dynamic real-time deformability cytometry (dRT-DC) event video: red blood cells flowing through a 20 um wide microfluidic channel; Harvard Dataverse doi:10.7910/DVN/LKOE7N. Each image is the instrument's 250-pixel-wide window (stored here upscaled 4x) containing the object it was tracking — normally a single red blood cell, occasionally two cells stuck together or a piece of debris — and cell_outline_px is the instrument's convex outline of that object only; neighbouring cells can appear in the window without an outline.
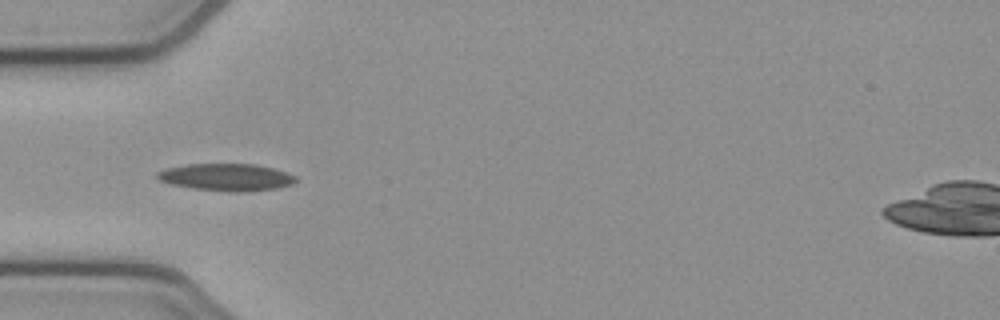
{"species": "common noctule bat (a hibernating species)", "species_latin": "Nyctalus noctula", "temperature_condition": "cold", "stored_images_in_passage": 45, "camera_frame_rate_fps": 3000, "um_per_image_px": 0.085, "animal": {"sex": "female", "body_mass_g": 21.9}, "frame": {"image": 1, "passage_image": 16, "time_ms": 5.0, "image_size_px": [1000, 320], "cell_outline_px": [[296, 180], [292, 184], [276, 188], [240, 192], [228, 192], [196, 188], [172, 184], [160, 180], [156, 176], [156, 172], [164, 168], [188, 164], [256, 164], [272, 168], [296, 176]], "centroid_in_image_um": [19.22, 15.05], "position_along_channel_um": 65.8, "area_um2": 21.73}}
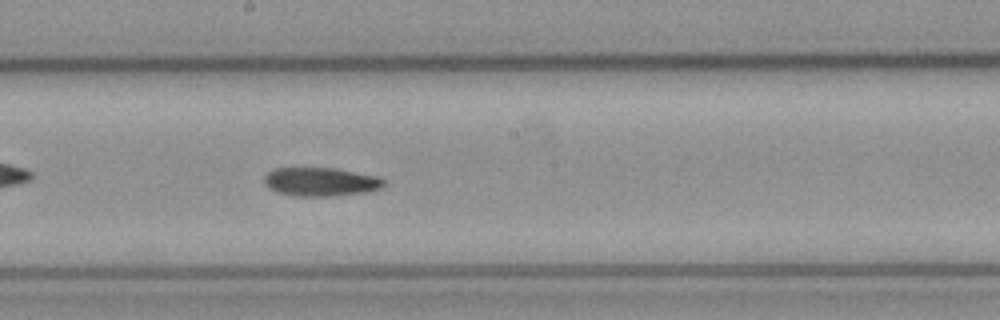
{"frame": {"image": 2, "passage_image": 28, "time_ms": 9.0, "image_size_px": [1000, 320], "cell_outline_px": [[384, 184], [380, 188], [364, 192], [336, 196], [292, 196], [276, 192], [268, 188], [264, 184], [264, 176], [272, 168], [336, 168], [376, 176], [384, 180]], "centroid_in_image_um": [27.19, 15.45], "position_along_channel_um": 221.0, "area_um2": 20.06}}
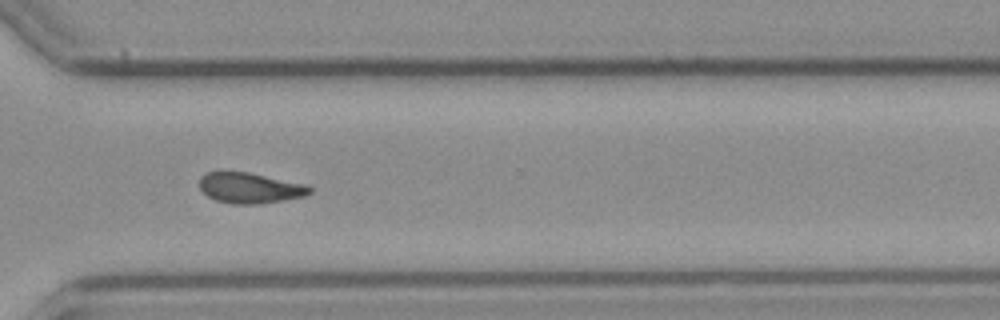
{"frame": {"image": 3, "passage_image": 38, "time_ms": 12.333, "image_size_px": [1000, 320], "cell_outline_px": [[312, 192], [304, 196], [260, 204], [232, 204], [216, 200], [208, 196], [200, 188], [200, 176], [204, 172], [220, 168], [248, 172], [308, 184], [312, 188]], "centroid_in_image_um": [21.2, 15.92], "position_along_channel_um": 349.4, "area_um2": 20.35}}